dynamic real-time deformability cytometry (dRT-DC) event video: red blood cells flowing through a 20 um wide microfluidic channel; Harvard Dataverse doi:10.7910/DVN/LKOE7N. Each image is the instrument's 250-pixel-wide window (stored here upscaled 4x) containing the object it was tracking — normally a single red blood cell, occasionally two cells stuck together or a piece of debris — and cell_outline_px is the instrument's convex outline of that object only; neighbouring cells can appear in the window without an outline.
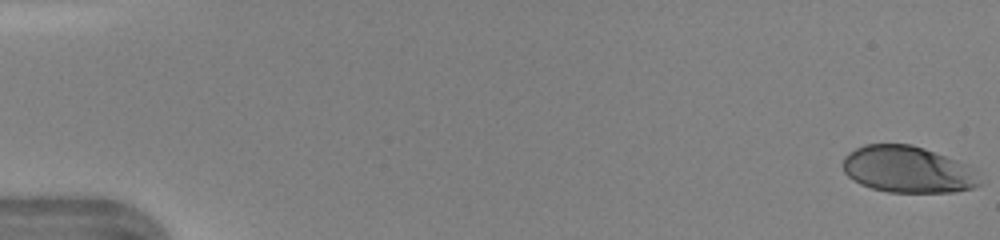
{"species": "human", "species_latin": "Homo sapiens", "temperature_condition": "warm", "stored_images_in_passage": 47, "camera_frame_rate_fps": 3000, "um_per_image_px": 0.085, "donor": {"sex": "female"}, "frame": {"image": 1, "passage_image": 1, "time_ms": 0.0, "image_size_px": [1000, 240], "cell_outline_px": [[980, 184], [972, 188], [956, 192], [888, 192], [872, 188], [860, 184], [852, 180], [844, 172], [844, 156], [848, 152], [864, 144], [912, 144], [924, 148], [968, 164]], "centroid_in_image_um": [77.11, 14.4], "position_along_channel_um": 7.9, "area_um2": 36.99}}
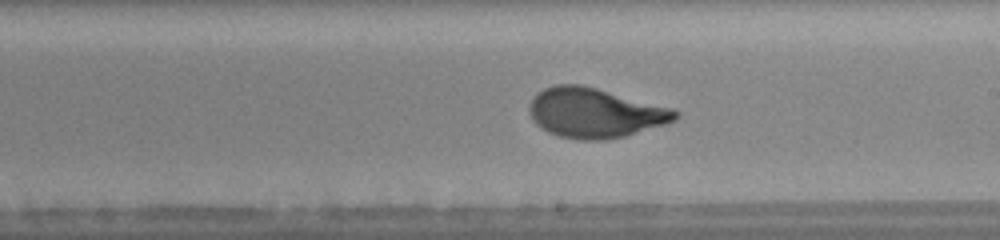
{"frame": {"image": 2, "passage_image": 28, "time_ms": 9.0, "image_size_px": [1000, 240], "cell_outline_px": [[680, 116], [664, 124], [624, 136], [608, 140], [580, 140], [560, 136], [548, 132], [540, 128], [532, 120], [528, 112], [528, 108], [536, 92], [544, 88], [556, 84], [580, 84], [596, 88], [672, 108], [680, 112]], "centroid_in_image_um": [50.52, 9.59], "position_along_channel_um": 238.5, "area_um2": 42.19}}
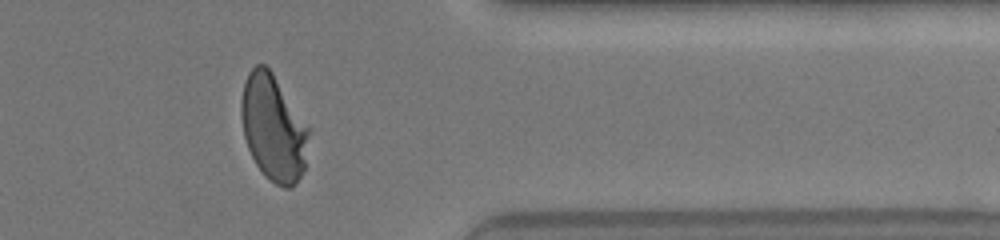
{"frame": {"image": 3, "passage_image": 39, "time_ms": 12.667, "image_size_px": [1000, 240], "cell_outline_px": [[312, 132], [304, 168], [300, 176], [292, 188], [284, 188], [276, 184], [264, 176], [256, 164], [248, 148], [244, 136], [240, 112], [240, 100], [244, 84], [248, 72], [256, 64], [264, 64], [272, 72]], "centroid_in_image_um": [23.24, 10.89], "position_along_channel_um": 388.2, "area_um2": 41.96}, "authors_computed_cell_mechanics": {"area_um2": 41.1536, "velocity_mm_per_s": 4.3736, "shape_relaxation_time_tau1_ms": 3.5167, "shape_relaxation_time_tau2_ms": null, "deformation_change_tau1": 0.1927, "deformation_change_tau2": null}}